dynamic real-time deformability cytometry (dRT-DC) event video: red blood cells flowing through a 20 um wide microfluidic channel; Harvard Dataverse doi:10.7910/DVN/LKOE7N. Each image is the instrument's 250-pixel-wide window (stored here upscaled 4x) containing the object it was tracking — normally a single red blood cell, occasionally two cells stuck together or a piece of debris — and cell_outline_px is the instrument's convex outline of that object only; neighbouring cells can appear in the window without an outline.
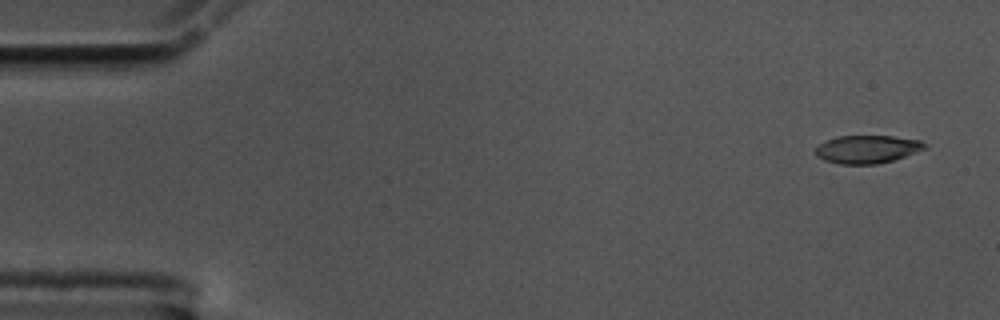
{"species": "common noctule bat (a hibernating species)", "species_latin": "Nyctalus noctula", "temperature_condition": "cold", "stored_images_in_passage": 55, "camera_frame_rate_fps": 3000, "um_per_image_px": 0.085, "animal": {"sex": "male", "body_mass_g": 17.5, "forearm_length_mm": 52.3}, "frame": {"image": 1, "passage_image": 1, "time_ms": 0.0, "image_size_px": [1000, 320], "cell_outline_px": [[928, 148], [892, 160], [876, 164], [840, 164], [824, 160], [816, 156], [816, 148], [820, 144], [828, 140], [840, 136], [892, 136], [920, 140]], "centroid_in_image_um": [73.71, 12.69], "position_along_channel_um": 11.3, "area_um2": 17.57}}
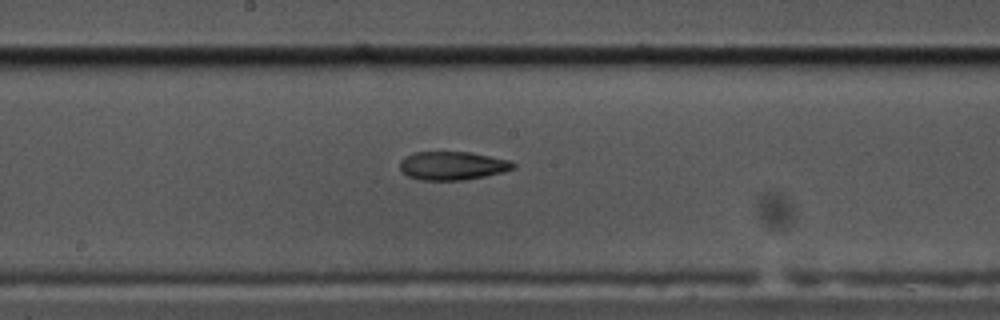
{"frame": {"image": 2, "passage_image": 28, "time_ms": 9.0, "image_size_px": [1000, 320], "cell_outline_px": [[516, 168], [504, 172], [464, 180], [420, 180], [408, 176], [400, 168], [400, 160], [416, 152], [472, 152], [508, 160], [516, 164]], "centroid_in_image_um": [38.49, 14.09], "position_along_channel_um": 209.7, "area_um2": 18.73}}
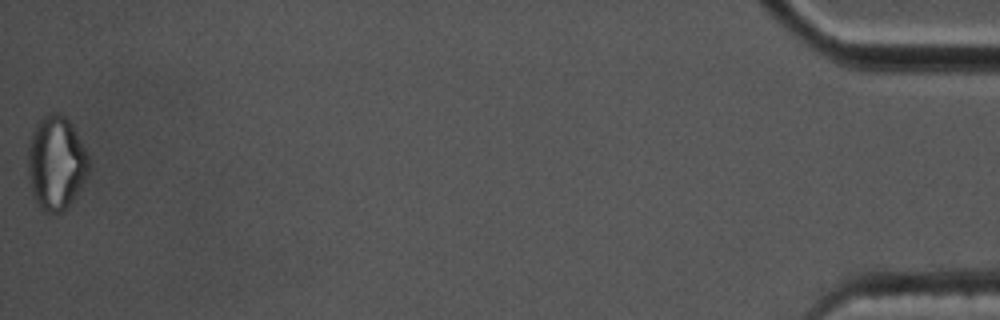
{"frame": {"image": 3, "passage_image": 55, "time_ms": 18.0, "image_size_px": [1000, 320], "cell_outline_px": [[88, 172], [84, 184], [76, 196], [60, 212], [44, 212], [40, 208], [32, 196], [28, 176], [28, 144], [32, 132], [36, 124], [44, 116], [52, 112], [60, 112], [68, 120], [88, 152]], "centroid_in_image_um": [4.75, 13.85], "position_along_channel_um": 430.4, "area_um2": 33.29}, "authors_computed_cell_mechanics": {"area_um2": 19.4208, "velocity_mm_per_s": 3.538, "shape_relaxation_time_tau1_ms": null, "shape_relaxation_time_tau2_ms": 5.8682, "deformation_change_tau1": null, "deformation_change_tau2": 0.1187}}